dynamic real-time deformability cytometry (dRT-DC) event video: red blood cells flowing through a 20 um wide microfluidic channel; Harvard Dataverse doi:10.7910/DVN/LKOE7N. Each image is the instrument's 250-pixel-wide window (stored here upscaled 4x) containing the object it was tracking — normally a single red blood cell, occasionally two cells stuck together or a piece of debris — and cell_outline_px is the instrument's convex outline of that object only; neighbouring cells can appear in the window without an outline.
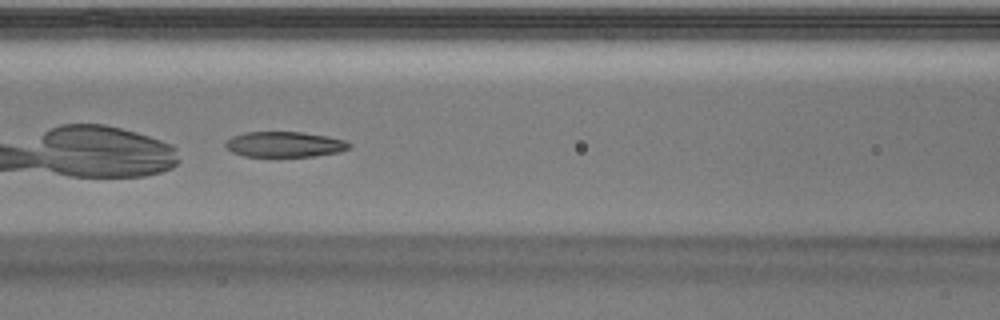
{"species": "Egyptian fruit bat (a non-hibernating species)", "species_latin": "Rousettus aegyptiacus", "temperature_condition": "warm", "stored_images_in_passage": 37, "camera_frame_rate_fps": 3000, "um_per_image_px": 0.085, "animal": {"sex": "male"}, "frame": {"image": 1, "passage_image": 16, "time_ms": 5.0, "image_size_px": [1000, 320], "cell_outline_px": [[352, 144], [348, 148], [340, 152], [312, 156], [244, 156], [232, 152], [224, 144], [232, 136], [244, 132], [304, 132], [328, 136], [344, 140]], "centroid_in_image_um": [24.2, 12.26], "position_along_channel_um": 142.4, "area_um2": 18.26}}